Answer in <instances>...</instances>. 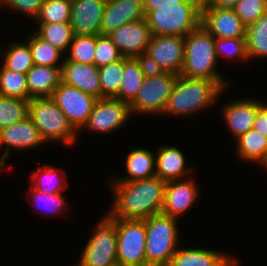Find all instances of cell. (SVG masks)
Segmentation results:
<instances>
[{
	"label": "cell",
	"mask_w": 267,
	"mask_h": 266,
	"mask_svg": "<svg viewBox=\"0 0 267 266\" xmlns=\"http://www.w3.org/2000/svg\"><path fill=\"white\" fill-rule=\"evenodd\" d=\"M27 41L32 53L34 65L62 67L63 62H61V60L64 53L60 50L40 38L36 33H34L31 39ZM58 62L61 63L59 64Z\"/></svg>",
	"instance_id": "cell-29"
},
{
	"label": "cell",
	"mask_w": 267,
	"mask_h": 266,
	"mask_svg": "<svg viewBox=\"0 0 267 266\" xmlns=\"http://www.w3.org/2000/svg\"><path fill=\"white\" fill-rule=\"evenodd\" d=\"M233 9L241 21L248 26L267 12V0H239Z\"/></svg>",
	"instance_id": "cell-39"
},
{
	"label": "cell",
	"mask_w": 267,
	"mask_h": 266,
	"mask_svg": "<svg viewBox=\"0 0 267 266\" xmlns=\"http://www.w3.org/2000/svg\"><path fill=\"white\" fill-rule=\"evenodd\" d=\"M237 140V154L248 162L261 164L267 168V137L254 129L241 135Z\"/></svg>",
	"instance_id": "cell-26"
},
{
	"label": "cell",
	"mask_w": 267,
	"mask_h": 266,
	"mask_svg": "<svg viewBox=\"0 0 267 266\" xmlns=\"http://www.w3.org/2000/svg\"><path fill=\"white\" fill-rule=\"evenodd\" d=\"M196 1H199L201 4H203V3H204V0H196Z\"/></svg>",
	"instance_id": "cell-46"
},
{
	"label": "cell",
	"mask_w": 267,
	"mask_h": 266,
	"mask_svg": "<svg viewBox=\"0 0 267 266\" xmlns=\"http://www.w3.org/2000/svg\"><path fill=\"white\" fill-rule=\"evenodd\" d=\"M226 82L178 75L163 114L188 116L205 110L225 92Z\"/></svg>",
	"instance_id": "cell-2"
},
{
	"label": "cell",
	"mask_w": 267,
	"mask_h": 266,
	"mask_svg": "<svg viewBox=\"0 0 267 266\" xmlns=\"http://www.w3.org/2000/svg\"><path fill=\"white\" fill-rule=\"evenodd\" d=\"M72 0H44L38 16V23H67L71 20Z\"/></svg>",
	"instance_id": "cell-34"
},
{
	"label": "cell",
	"mask_w": 267,
	"mask_h": 266,
	"mask_svg": "<svg viewBox=\"0 0 267 266\" xmlns=\"http://www.w3.org/2000/svg\"><path fill=\"white\" fill-rule=\"evenodd\" d=\"M193 181L184 178L166 182L162 214L178 218L194 205L199 192Z\"/></svg>",
	"instance_id": "cell-18"
},
{
	"label": "cell",
	"mask_w": 267,
	"mask_h": 266,
	"mask_svg": "<svg viewBox=\"0 0 267 266\" xmlns=\"http://www.w3.org/2000/svg\"><path fill=\"white\" fill-rule=\"evenodd\" d=\"M201 25L214 38L246 37L247 26L233 8L202 7Z\"/></svg>",
	"instance_id": "cell-14"
},
{
	"label": "cell",
	"mask_w": 267,
	"mask_h": 266,
	"mask_svg": "<svg viewBox=\"0 0 267 266\" xmlns=\"http://www.w3.org/2000/svg\"><path fill=\"white\" fill-rule=\"evenodd\" d=\"M44 0H0V7L9 6L16 11L23 12L32 18H36L40 12Z\"/></svg>",
	"instance_id": "cell-41"
},
{
	"label": "cell",
	"mask_w": 267,
	"mask_h": 266,
	"mask_svg": "<svg viewBox=\"0 0 267 266\" xmlns=\"http://www.w3.org/2000/svg\"><path fill=\"white\" fill-rule=\"evenodd\" d=\"M117 262L124 266H149L146 263L144 219L116 218Z\"/></svg>",
	"instance_id": "cell-9"
},
{
	"label": "cell",
	"mask_w": 267,
	"mask_h": 266,
	"mask_svg": "<svg viewBox=\"0 0 267 266\" xmlns=\"http://www.w3.org/2000/svg\"><path fill=\"white\" fill-rule=\"evenodd\" d=\"M29 100L0 95V130L28 117Z\"/></svg>",
	"instance_id": "cell-33"
},
{
	"label": "cell",
	"mask_w": 267,
	"mask_h": 266,
	"mask_svg": "<svg viewBox=\"0 0 267 266\" xmlns=\"http://www.w3.org/2000/svg\"><path fill=\"white\" fill-rule=\"evenodd\" d=\"M253 129L267 137V104L263 103L259 107Z\"/></svg>",
	"instance_id": "cell-42"
},
{
	"label": "cell",
	"mask_w": 267,
	"mask_h": 266,
	"mask_svg": "<svg viewBox=\"0 0 267 266\" xmlns=\"http://www.w3.org/2000/svg\"><path fill=\"white\" fill-rule=\"evenodd\" d=\"M109 266H124V265H122L121 263H119V262H116V263H114V264H111V265H109Z\"/></svg>",
	"instance_id": "cell-45"
},
{
	"label": "cell",
	"mask_w": 267,
	"mask_h": 266,
	"mask_svg": "<svg viewBox=\"0 0 267 266\" xmlns=\"http://www.w3.org/2000/svg\"><path fill=\"white\" fill-rule=\"evenodd\" d=\"M51 98L77 132L86 124L97 101V98L93 95L85 93L73 85L64 83L62 80L54 90Z\"/></svg>",
	"instance_id": "cell-11"
},
{
	"label": "cell",
	"mask_w": 267,
	"mask_h": 266,
	"mask_svg": "<svg viewBox=\"0 0 267 266\" xmlns=\"http://www.w3.org/2000/svg\"><path fill=\"white\" fill-rule=\"evenodd\" d=\"M28 117L45 142L60 140L66 145H73L76 141L77 131L51 97L30 99Z\"/></svg>",
	"instance_id": "cell-6"
},
{
	"label": "cell",
	"mask_w": 267,
	"mask_h": 266,
	"mask_svg": "<svg viewBox=\"0 0 267 266\" xmlns=\"http://www.w3.org/2000/svg\"><path fill=\"white\" fill-rule=\"evenodd\" d=\"M256 99H239L226 104L223 110V117L228 129L235 139L253 129L255 117L259 107L263 104Z\"/></svg>",
	"instance_id": "cell-20"
},
{
	"label": "cell",
	"mask_w": 267,
	"mask_h": 266,
	"mask_svg": "<svg viewBox=\"0 0 267 266\" xmlns=\"http://www.w3.org/2000/svg\"><path fill=\"white\" fill-rule=\"evenodd\" d=\"M155 161V176L165 182L183 180L184 175L192 171L185 167V157L179 149L174 146L158 147Z\"/></svg>",
	"instance_id": "cell-22"
},
{
	"label": "cell",
	"mask_w": 267,
	"mask_h": 266,
	"mask_svg": "<svg viewBox=\"0 0 267 266\" xmlns=\"http://www.w3.org/2000/svg\"><path fill=\"white\" fill-rule=\"evenodd\" d=\"M29 193L30 194L32 193L30 196L31 201L34 200V202L32 201V205L39 207L43 203L44 208L45 207L49 208V209L47 208V210L45 209L46 211L43 210V212H48L47 214H49L50 212L59 214L61 210H63V208L66 207L65 206L66 200L62 194H49V193L40 192L39 190L34 189L32 186L30 187ZM39 202H42V203H39ZM44 208L42 207V209Z\"/></svg>",
	"instance_id": "cell-40"
},
{
	"label": "cell",
	"mask_w": 267,
	"mask_h": 266,
	"mask_svg": "<svg viewBox=\"0 0 267 266\" xmlns=\"http://www.w3.org/2000/svg\"><path fill=\"white\" fill-rule=\"evenodd\" d=\"M101 85V98H116L123 76V58L98 68Z\"/></svg>",
	"instance_id": "cell-31"
},
{
	"label": "cell",
	"mask_w": 267,
	"mask_h": 266,
	"mask_svg": "<svg viewBox=\"0 0 267 266\" xmlns=\"http://www.w3.org/2000/svg\"><path fill=\"white\" fill-rule=\"evenodd\" d=\"M61 68L34 65L26 73L29 100L33 98L51 97L54 90L61 83Z\"/></svg>",
	"instance_id": "cell-23"
},
{
	"label": "cell",
	"mask_w": 267,
	"mask_h": 266,
	"mask_svg": "<svg viewBox=\"0 0 267 266\" xmlns=\"http://www.w3.org/2000/svg\"><path fill=\"white\" fill-rule=\"evenodd\" d=\"M239 0H204L202 7L234 8Z\"/></svg>",
	"instance_id": "cell-44"
},
{
	"label": "cell",
	"mask_w": 267,
	"mask_h": 266,
	"mask_svg": "<svg viewBox=\"0 0 267 266\" xmlns=\"http://www.w3.org/2000/svg\"><path fill=\"white\" fill-rule=\"evenodd\" d=\"M114 218L145 219L162 213L166 182L154 176L132 182L112 181Z\"/></svg>",
	"instance_id": "cell-1"
},
{
	"label": "cell",
	"mask_w": 267,
	"mask_h": 266,
	"mask_svg": "<svg viewBox=\"0 0 267 266\" xmlns=\"http://www.w3.org/2000/svg\"><path fill=\"white\" fill-rule=\"evenodd\" d=\"M156 156L149 149L134 148L126 156V177L113 178L112 181L132 182L155 176Z\"/></svg>",
	"instance_id": "cell-25"
},
{
	"label": "cell",
	"mask_w": 267,
	"mask_h": 266,
	"mask_svg": "<svg viewBox=\"0 0 267 266\" xmlns=\"http://www.w3.org/2000/svg\"><path fill=\"white\" fill-rule=\"evenodd\" d=\"M6 48L5 52L0 50L4 56L3 66L13 72L26 74L33 66L32 53L28 43H13Z\"/></svg>",
	"instance_id": "cell-30"
},
{
	"label": "cell",
	"mask_w": 267,
	"mask_h": 266,
	"mask_svg": "<svg viewBox=\"0 0 267 266\" xmlns=\"http://www.w3.org/2000/svg\"><path fill=\"white\" fill-rule=\"evenodd\" d=\"M215 53L217 60L220 56L238 58L239 60L249 59L247 54L246 37L237 38H215Z\"/></svg>",
	"instance_id": "cell-37"
},
{
	"label": "cell",
	"mask_w": 267,
	"mask_h": 266,
	"mask_svg": "<svg viewBox=\"0 0 267 266\" xmlns=\"http://www.w3.org/2000/svg\"><path fill=\"white\" fill-rule=\"evenodd\" d=\"M237 264L233 256L219 251L203 248L179 249L178 247L168 266H237Z\"/></svg>",
	"instance_id": "cell-21"
},
{
	"label": "cell",
	"mask_w": 267,
	"mask_h": 266,
	"mask_svg": "<svg viewBox=\"0 0 267 266\" xmlns=\"http://www.w3.org/2000/svg\"><path fill=\"white\" fill-rule=\"evenodd\" d=\"M184 64L180 75L188 78L227 81L216 72L215 38L200 25L184 37Z\"/></svg>",
	"instance_id": "cell-3"
},
{
	"label": "cell",
	"mask_w": 267,
	"mask_h": 266,
	"mask_svg": "<svg viewBox=\"0 0 267 266\" xmlns=\"http://www.w3.org/2000/svg\"><path fill=\"white\" fill-rule=\"evenodd\" d=\"M246 45L249 59L267 57V12L247 26Z\"/></svg>",
	"instance_id": "cell-27"
},
{
	"label": "cell",
	"mask_w": 267,
	"mask_h": 266,
	"mask_svg": "<svg viewBox=\"0 0 267 266\" xmlns=\"http://www.w3.org/2000/svg\"><path fill=\"white\" fill-rule=\"evenodd\" d=\"M148 70L143 58L123 57V76L118 92L120 101L130 104L135 99Z\"/></svg>",
	"instance_id": "cell-24"
},
{
	"label": "cell",
	"mask_w": 267,
	"mask_h": 266,
	"mask_svg": "<svg viewBox=\"0 0 267 266\" xmlns=\"http://www.w3.org/2000/svg\"><path fill=\"white\" fill-rule=\"evenodd\" d=\"M144 220L146 263L149 266H168L179 245L177 218L161 213Z\"/></svg>",
	"instance_id": "cell-5"
},
{
	"label": "cell",
	"mask_w": 267,
	"mask_h": 266,
	"mask_svg": "<svg viewBox=\"0 0 267 266\" xmlns=\"http://www.w3.org/2000/svg\"><path fill=\"white\" fill-rule=\"evenodd\" d=\"M61 77L64 83L73 85L97 99L101 98L99 70L94 64L63 61Z\"/></svg>",
	"instance_id": "cell-19"
},
{
	"label": "cell",
	"mask_w": 267,
	"mask_h": 266,
	"mask_svg": "<svg viewBox=\"0 0 267 266\" xmlns=\"http://www.w3.org/2000/svg\"><path fill=\"white\" fill-rule=\"evenodd\" d=\"M199 2L196 0H143L144 11H153L170 3Z\"/></svg>",
	"instance_id": "cell-43"
},
{
	"label": "cell",
	"mask_w": 267,
	"mask_h": 266,
	"mask_svg": "<svg viewBox=\"0 0 267 266\" xmlns=\"http://www.w3.org/2000/svg\"><path fill=\"white\" fill-rule=\"evenodd\" d=\"M106 0H72L70 24L74 35H100Z\"/></svg>",
	"instance_id": "cell-17"
},
{
	"label": "cell",
	"mask_w": 267,
	"mask_h": 266,
	"mask_svg": "<svg viewBox=\"0 0 267 266\" xmlns=\"http://www.w3.org/2000/svg\"><path fill=\"white\" fill-rule=\"evenodd\" d=\"M39 31L35 33L43 40L62 53L67 52L73 40L74 32L70 22L67 23H38Z\"/></svg>",
	"instance_id": "cell-28"
},
{
	"label": "cell",
	"mask_w": 267,
	"mask_h": 266,
	"mask_svg": "<svg viewBox=\"0 0 267 266\" xmlns=\"http://www.w3.org/2000/svg\"><path fill=\"white\" fill-rule=\"evenodd\" d=\"M58 169L50 167V166H44V168L38 169V171L33 172L30 177L32 180L31 185L34 189L39 190L40 192L49 193V194H61V190L65 189V175L62 176V178L57 174ZM59 178V179H58ZM62 180H61V179ZM61 180V181H60ZM59 181V182H58ZM64 184V188L61 187ZM59 183V184H57Z\"/></svg>",
	"instance_id": "cell-35"
},
{
	"label": "cell",
	"mask_w": 267,
	"mask_h": 266,
	"mask_svg": "<svg viewBox=\"0 0 267 266\" xmlns=\"http://www.w3.org/2000/svg\"><path fill=\"white\" fill-rule=\"evenodd\" d=\"M143 18V0H106L100 35H109L124 24Z\"/></svg>",
	"instance_id": "cell-16"
},
{
	"label": "cell",
	"mask_w": 267,
	"mask_h": 266,
	"mask_svg": "<svg viewBox=\"0 0 267 266\" xmlns=\"http://www.w3.org/2000/svg\"><path fill=\"white\" fill-rule=\"evenodd\" d=\"M96 35H74L69 49L70 54L63 61H76L85 64H94Z\"/></svg>",
	"instance_id": "cell-36"
},
{
	"label": "cell",
	"mask_w": 267,
	"mask_h": 266,
	"mask_svg": "<svg viewBox=\"0 0 267 266\" xmlns=\"http://www.w3.org/2000/svg\"><path fill=\"white\" fill-rule=\"evenodd\" d=\"M118 48L113 44L108 35H96V48L94 53V65L101 67L122 59Z\"/></svg>",
	"instance_id": "cell-38"
},
{
	"label": "cell",
	"mask_w": 267,
	"mask_h": 266,
	"mask_svg": "<svg viewBox=\"0 0 267 266\" xmlns=\"http://www.w3.org/2000/svg\"><path fill=\"white\" fill-rule=\"evenodd\" d=\"M201 8L200 2H179L144 13L153 35L185 37L201 25Z\"/></svg>",
	"instance_id": "cell-4"
},
{
	"label": "cell",
	"mask_w": 267,
	"mask_h": 266,
	"mask_svg": "<svg viewBox=\"0 0 267 266\" xmlns=\"http://www.w3.org/2000/svg\"><path fill=\"white\" fill-rule=\"evenodd\" d=\"M45 141L42 139L35 124L26 117L24 120L11 124L0 130V146L5 145L6 150L0 156V168L6 165L10 149L35 148Z\"/></svg>",
	"instance_id": "cell-15"
},
{
	"label": "cell",
	"mask_w": 267,
	"mask_h": 266,
	"mask_svg": "<svg viewBox=\"0 0 267 266\" xmlns=\"http://www.w3.org/2000/svg\"><path fill=\"white\" fill-rule=\"evenodd\" d=\"M184 49L183 36L152 35L143 59L151 71L180 75L184 64Z\"/></svg>",
	"instance_id": "cell-10"
},
{
	"label": "cell",
	"mask_w": 267,
	"mask_h": 266,
	"mask_svg": "<svg viewBox=\"0 0 267 266\" xmlns=\"http://www.w3.org/2000/svg\"><path fill=\"white\" fill-rule=\"evenodd\" d=\"M76 266H109L117 262L116 218L109 213L97 224Z\"/></svg>",
	"instance_id": "cell-8"
},
{
	"label": "cell",
	"mask_w": 267,
	"mask_h": 266,
	"mask_svg": "<svg viewBox=\"0 0 267 266\" xmlns=\"http://www.w3.org/2000/svg\"><path fill=\"white\" fill-rule=\"evenodd\" d=\"M152 32L145 18L119 27L108 37L126 58H143L152 38Z\"/></svg>",
	"instance_id": "cell-13"
},
{
	"label": "cell",
	"mask_w": 267,
	"mask_h": 266,
	"mask_svg": "<svg viewBox=\"0 0 267 266\" xmlns=\"http://www.w3.org/2000/svg\"><path fill=\"white\" fill-rule=\"evenodd\" d=\"M178 75L148 70L135 99L129 104L132 114H163Z\"/></svg>",
	"instance_id": "cell-7"
},
{
	"label": "cell",
	"mask_w": 267,
	"mask_h": 266,
	"mask_svg": "<svg viewBox=\"0 0 267 266\" xmlns=\"http://www.w3.org/2000/svg\"><path fill=\"white\" fill-rule=\"evenodd\" d=\"M132 116L130 105L116 98H99L82 129L108 133L120 129Z\"/></svg>",
	"instance_id": "cell-12"
},
{
	"label": "cell",
	"mask_w": 267,
	"mask_h": 266,
	"mask_svg": "<svg viewBox=\"0 0 267 266\" xmlns=\"http://www.w3.org/2000/svg\"><path fill=\"white\" fill-rule=\"evenodd\" d=\"M0 95L29 100L26 74L10 71L2 65L0 68Z\"/></svg>",
	"instance_id": "cell-32"
}]
</instances>
